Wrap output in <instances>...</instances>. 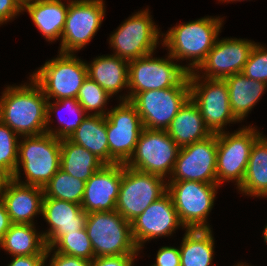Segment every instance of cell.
<instances>
[{
    "label": "cell",
    "instance_id": "cb8c5ba5",
    "mask_svg": "<svg viewBox=\"0 0 267 266\" xmlns=\"http://www.w3.org/2000/svg\"><path fill=\"white\" fill-rule=\"evenodd\" d=\"M129 62L116 55L99 56L87 65V76L110 96L128 88Z\"/></svg>",
    "mask_w": 267,
    "mask_h": 266
},
{
    "label": "cell",
    "instance_id": "ba28073f",
    "mask_svg": "<svg viewBox=\"0 0 267 266\" xmlns=\"http://www.w3.org/2000/svg\"><path fill=\"white\" fill-rule=\"evenodd\" d=\"M166 192L167 183L163 177L137 171L123 164L115 210L131 223Z\"/></svg>",
    "mask_w": 267,
    "mask_h": 266
},
{
    "label": "cell",
    "instance_id": "ee69618b",
    "mask_svg": "<svg viewBox=\"0 0 267 266\" xmlns=\"http://www.w3.org/2000/svg\"><path fill=\"white\" fill-rule=\"evenodd\" d=\"M263 237H264V241L267 243V225L264 228Z\"/></svg>",
    "mask_w": 267,
    "mask_h": 266
},
{
    "label": "cell",
    "instance_id": "f1b7e54d",
    "mask_svg": "<svg viewBox=\"0 0 267 266\" xmlns=\"http://www.w3.org/2000/svg\"><path fill=\"white\" fill-rule=\"evenodd\" d=\"M105 164L83 146L71 142L68 138L61 139L60 168L82 181H87Z\"/></svg>",
    "mask_w": 267,
    "mask_h": 266
},
{
    "label": "cell",
    "instance_id": "d590c367",
    "mask_svg": "<svg viewBox=\"0 0 267 266\" xmlns=\"http://www.w3.org/2000/svg\"><path fill=\"white\" fill-rule=\"evenodd\" d=\"M247 78L267 84V49L255 44L242 72Z\"/></svg>",
    "mask_w": 267,
    "mask_h": 266
},
{
    "label": "cell",
    "instance_id": "603a6c76",
    "mask_svg": "<svg viewBox=\"0 0 267 266\" xmlns=\"http://www.w3.org/2000/svg\"><path fill=\"white\" fill-rule=\"evenodd\" d=\"M61 0H30L23 4L36 27L47 41H55L61 37L68 12Z\"/></svg>",
    "mask_w": 267,
    "mask_h": 266
},
{
    "label": "cell",
    "instance_id": "9a60e30c",
    "mask_svg": "<svg viewBox=\"0 0 267 266\" xmlns=\"http://www.w3.org/2000/svg\"><path fill=\"white\" fill-rule=\"evenodd\" d=\"M103 0H71L61 35V53H74L94 37L103 22Z\"/></svg>",
    "mask_w": 267,
    "mask_h": 266
},
{
    "label": "cell",
    "instance_id": "52a82bcc",
    "mask_svg": "<svg viewBox=\"0 0 267 266\" xmlns=\"http://www.w3.org/2000/svg\"><path fill=\"white\" fill-rule=\"evenodd\" d=\"M218 184L198 181H168L178 218L186 229H210L207 217L214 205Z\"/></svg>",
    "mask_w": 267,
    "mask_h": 266
},
{
    "label": "cell",
    "instance_id": "e575fe53",
    "mask_svg": "<svg viewBox=\"0 0 267 266\" xmlns=\"http://www.w3.org/2000/svg\"><path fill=\"white\" fill-rule=\"evenodd\" d=\"M110 97L111 96L101 86L87 77L79 89L76 100L85 110V112L97 110L96 112L92 113V115L106 116L107 113L104 109V106Z\"/></svg>",
    "mask_w": 267,
    "mask_h": 266
},
{
    "label": "cell",
    "instance_id": "8d00e7d4",
    "mask_svg": "<svg viewBox=\"0 0 267 266\" xmlns=\"http://www.w3.org/2000/svg\"><path fill=\"white\" fill-rule=\"evenodd\" d=\"M155 262L151 266H181L180 250L175 247H161Z\"/></svg>",
    "mask_w": 267,
    "mask_h": 266
},
{
    "label": "cell",
    "instance_id": "f546056e",
    "mask_svg": "<svg viewBox=\"0 0 267 266\" xmlns=\"http://www.w3.org/2000/svg\"><path fill=\"white\" fill-rule=\"evenodd\" d=\"M180 250L181 266H210L214 238L210 229H186Z\"/></svg>",
    "mask_w": 267,
    "mask_h": 266
},
{
    "label": "cell",
    "instance_id": "9c48e42d",
    "mask_svg": "<svg viewBox=\"0 0 267 266\" xmlns=\"http://www.w3.org/2000/svg\"><path fill=\"white\" fill-rule=\"evenodd\" d=\"M153 53L129 61L128 89L131 90L122 101H130L137 93L176 86L187 74V67L166 59L153 58Z\"/></svg>",
    "mask_w": 267,
    "mask_h": 266
},
{
    "label": "cell",
    "instance_id": "7a4b0ae2",
    "mask_svg": "<svg viewBox=\"0 0 267 266\" xmlns=\"http://www.w3.org/2000/svg\"><path fill=\"white\" fill-rule=\"evenodd\" d=\"M220 17H204L179 24L164 34L163 45L174 59H190L187 72L195 71L213 48L222 27ZM195 68V69H194ZM194 69V70H193Z\"/></svg>",
    "mask_w": 267,
    "mask_h": 266
},
{
    "label": "cell",
    "instance_id": "30bf717a",
    "mask_svg": "<svg viewBox=\"0 0 267 266\" xmlns=\"http://www.w3.org/2000/svg\"><path fill=\"white\" fill-rule=\"evenodd\" d=\"M179 149L166 130L144 128L134 153L124 165L166 178L173 172Z\"/></svg>",
    "mask_w": 267,
    "mask_h": 266
},
{
    "label": "cell",
    "instance_id": "5bb4252c",
    "mask_svg": "<svg viewBox=\"0 0 267 266\" xmlns=\"http://www.w3.org/2000/svg\"><path fill=\"white\" fill-rule=\"evenodd\" d=\"M149 15L148 9L137 12L118 27L109 40L113 55L129 62L154 52L160 32Z\"/></svg>",
    "mask_w": 267,
    "mask_h": 266
},
{
    "label": "cell",
    "instance_id": "74e56055",
    "mask_svg": "<svg viewBox=\"0 0 267 266\" xmlns=\"http://www.w3.org/2000/svg\"><path fill=\"white\" fill-rule=\"evenodd\" d=\"M137 255L101 256L92 260L91 266H133Z\"/></svg>",
    "mask_w": 267,
    "mask_h": 266
},
{
    "label": "cell",
    "instance_id": "4fadbf2b",
    "mask_svg": "<svg viewBox=\"0 0 267 266\" xmlns=\"http://www.w3.org/2000/svg\"><path fill=\"white\" fill-rule=\"evenodd\" d=\"M105 119L109 165L125 164L134 153L139 136L144 129L141 117L130 101H122L107 112Z\"/></svg>",
    "mask_w": 267,
    "mask_h": 266
},
{
    "label": "cell",
    "instance_id": "d6a6232c",
    "mask_svg": "<svg viewBox=\"0 0 267 266\" xmlns=\"http://www.w3.org/2000/svg\"><path fill=\"white\" fill-rule=\"evenodd\" d=\"M55 248H58L57 250ZM55 252L88 260L95 258L91 241L83 228L78 232L65 234L53 247Z\"/></svg>",
    "mask_w": 267,
    "mask_h": 266
},
{
    "label": "cell",
    "instance_id": "7bdbcfd3",
    "mask_svg": "<svg viewBox=\"0 0 267 266\" xmlns=\"http://www.w3.org/2000/svg\"><path fill=\"white\" fill-rule=\"evenodd\" d=\"M10 178L3 173L2 171H0V197H2V193L4 190V187L6 185V182L9 180Z\"/></svg>",
    "mask_w": 267,
    "mask_h": 266
},
{
    "label": "cell",
    "instance_id": "1f68e13d",
    "mask_svg": "<svg viewBox=\"0 0 267 266\" xmlns=\"http://www.w3.org/2000/svg\"><path fill=\"white\" fill-rule=\"evenodd\" d=\"M62 106V107H61ZM65 107L66 110L71 112L73 115L74 113V119H70L68 121H65L61 118V116L58 113V121L61 123V127L56 129L55 131L52 130V128H49V123L51 120V113H56L59 111V108ZM60 110L62 111L63 109ZM55 109V110H54ZM54 110V111H53ZM65 110V109H64ZM85 114V115H84ZM71 115V116H72ZM88 116V114L85 112V110L82 108V106L79 104V102L75 98H64L60 100H56L55 103H51L50 101H47V124H46V133L52 134L58 139H67L71 136V134L80 126L82 121Z\"/></svg>",
    "mask_w": 267,
    "mask_h": 266
},
{
    "label": "cell",
    "instance_id": "7402d4cb",
    "mask_svg": "<svg viewBox=\"0 0 267 266\" xmlns=\"http://www.w3.org/2000/svg\"><path fill=\"white\" fill-rule=\"evenodd\" d=\"M171 139L181 148L209 137L197 104L189 98L166 129Z\"/></svg>",
    "mask_w": 267,
    "mask_h": 266
},
{
    "label": "cell",
    "instance_id": "484cf974",
    "mask_svg": "<svg viewBox=\"0 0 267 266\" xmlns=\"http://www.w3.org/2000/svg\"><path fill=\"white\" fill-rule=\"evenodd\" d=\"M68 139L89 150L105 165H109V146L105 116L88 114Z\"/></svg>",
    "mask_w": 267,
    "mask_h": 266
},
{
    "label": "cell",
    "instance_id": "f35d334b",
    "mask_svg": "<svg viewBox=\"0 0 267 266\" xmlns=\"http://www.w3.org/2000/svg\"><path fill=\"white\" fill-rule=\"evenodd\" d=\"M92 261L80 257L69 256L55 252L52 254L48 266H91Z\"/></svg>",
    "mask_w": 267,
    "mask_h": 266
},
{
    "label": "cell",
    "instance_id": "4316f807",
    "mask_svg": "<svg viewBox=\"0 0 267 266\" xmlns=\"http://www.w3.org/2000/svg\"><path fill=\"white\" fill-rule=\"evenodd\" d=\"M33 224L12 223L0 247L9 252L11 256L46 255V241L42 233L36 232Z\"/></svg>",
    "mask_w": 267,
    "mask_h": 266
},
{
    "label": "cell",
    "instance_id": "8fae6325",
    "mask_svg": "<svg viewBox=\"0 0 267 266\" xmlns=\"http://www.w3.org/2000/svg\"><path fill=\"white\" fill-rule=\"evenodd\" d=\"M229 134L217 133V184L234 180L238 188L246 174L251 148L262 133L246 126Z\"/></svg>",
    "mask_w": 267,
    "mask_h": 266
},
{
    "label": "cell",
    "instance_id": "b9f144b4",
    "mask_svg": "<svg viewBox=\"0 0 267 266\" xmlns=\"http://www.w3.org/2000/svg\"><path fill=\"white\" fill-rule=\"evenodd\" d=\"M11 224L4 201L2 197H0V241L4 238V235L9 230Z\"/></svg>",
    "mask_w": 267,
    "mask_h": 266
},
{
    "label": "cell",
    "instance_id": "3957f363",
    "mask_svg": "<svg viewBox=\"0 0 267 266\" xmlns=\"http://www.w3.org/2000/svg\"><path fill=\"white\" fill-rule=\"evenodd\" d=\"M18 143L17 168L12 179L24 185L44 188L61 166V139L52 134L43 133L24 136ZM22 165L26 182L20 181Z\"/></svg>",
    "mask_w": 267,
    "mask_h": 266
},
{
    "label": "cell",
    "instance_id": "ffe728a7",
    "mask_svg": "<svg viewBox=\"0 0 267 266\" xmlns=\"http://www.w3.org/2000/svg\"><path fill=\"white\" fill-rule=\"evenodd\" d=\"M41 215L50 225V229L42 234L47 248H52L65 234L85 228L88 216L81 204L45 196Z\"/></svg>",
    "mask_w": 267,
    "mask_h": 266
},
{
    "label": "cell",
    "instance_id": "836d02e7",
    "mask_svg": "<svg viewBox=\"0 0 267 266\" xmlns=\"http://www.w3.org/2000/svg\"><path fill=\"white\" fill-rule=\"evenodd\" d=\"M12 129L0 121V171L12 178L18 161V137Z\"/></svg>",
    "mask_w": 267,
    "mask_h": 266
},
{
    "label": "cell",
    "instance_id": "7dc6e473",
    "mask_svg": "<svg viewBox=\"0 0 267 266\" xmlns=\"http://www.w3.org/2000/svg\"><path fill=\"white\" fill-rule=\"evenodd\" d=\"M220 1H224V2L225 1H227V2H230L231 1L232 2V1H236V0H220ZM237 1H241V0H237Z\"/></svg>",
    "mask_w": 267,
    "mask_h": 266
},
{
    "label": "cell",
    "instance_id": "ac0fdd59",
    "mask_svg": "<svg viewBox=\"0 0 267 266\" xmlns=\"http://www.w3.org/2000/svg\"><path fill=\"white\" fill-rule=\"evenodd\" d=\"M255 44L253 41L237 38L216 40L205 60L197 68L200 71L205 70L201 79L205 77L223 80L241 73Z\"/></svg>",
    "mask_w": 267,
    "mask_h": 266
},
{
    "label": "cell",
    "instance_id": "60d3db41",
    "mask_svg": "<svg viewBox=\"0 0 267 266\" xmlns=\"http://www.w3.org/2000/svg\"><path fill=\"white\" fill-rule=\"evenodd\" d=\"M52 252V248L46 249V255L14 256L8 266H45V261Z\"/></svg>",
    "mask_w": 267,
    "mask_h": 266
},
{
    "label": "cell",
    "instance_id": "d4e9b609",
    "mask_svg": "<svg viewBox=\"0 0 267 266\" xmlns=\"http://www.w3.org/2000/svg\"><path fill=\"white\" fill-rule=\"evenodd\" d=\"M223 80L228 87L231 111L241 121L260 100L267 84L247 78L243 73H236Z\"/></svg>",
    "mask_w": 267,
    "mask_h": 266
},
{
    "label": "cell",
    "instance_id": "7c38bea8",
    "mask_svg": "<svg viewBox=\"0 0 267 266\" xmlns=\"http://www.w3.org/2000/svg\"><path fill=\"white\" fill-rule=\"evenodd\" d=\"M197 73H188L190 98L197 104L204 124L210 132H223L224 126L228 123L239 122L231 111L226 82L204 78V83Z\"/></svg>",
    "mask_w": 267,
    "mask_h": 266
},
{
    "label": "cell",
    "instance_id": "f6af8a7d",
    "mask_svg": "<svg viewBox=\"0 0 267 266\" xmlns=\"http://www.w3.org/2000/svg\"><path fill=\"white\" fill-rule=\"evenodd\" d=\"M20 1L22 4L26 3V2H29L30 0H18Z\"/></svg>",
    "mask_w": 267,
    "mask_h": 266
},
{
    "label": "cell",
    "instance_id": "8992f818",
    "mask_svg": "<svg viewBox=\"0 0 267 266\" xmlns=\"http://www.w3.org/2000/svg\"><path fill=\"white\" fill-rule=\"evenodd\" d=\"M49 101L75 98L87 76V65L73 53H59V57L45 62L30 76Z\"/></svg>",
    "mask_w": 267,
    "mask_h": 266
},
{
    "label": "cell",
    "instance_id": "ab89813d",
    "mask_svg": "<svg viewBox=\"0 0 267 266\" xmlns=\"http://www.w3.org/2000/svg\"><path fill=\"white\" fill-rule=\"evenodd\" d=\"M23 11V4L18 0H0V24L12 20Z\"/></svg>",
    "mask_w": 267,
    "mask_h": 266
},
{
    "label": "cell",
    "instance_id": "4dcf8cb0",
    "mask_svg": "<svg viewBox=\"0 0 267 266\" xmlns=\"http://www.w3.org/2000/svg\"><path fill=\"white\" fill-rule=\"evenodd\" d=\"M85 183L60 168L43 188L44 196L81 204Z\"/></svg>",
    "mask_w": 267,
    "mask_h": 266
},
{
    "label": "cell",
    "instance_id": "5b68a950",
    "mask_svg": "<svg viewBox=\"0 0 267 266\" xmlns=\"http://www.w3.org/2000/svg\"><path fill=\"white\" fill-rule=\"evenodd\" d=\"M189 98L187 74L174 87L139 92L130 102L136 107L144 128L166 130Z\"/></svg>",
    "mask_w": 267,
    "mask_h": 266
},
{
    "label": "cell",
    "instance_id": "e0dca14e",
    "mask_svg": "<svg viewBox=\"0 0 267 266\" xmlns=\"http://www.w3.org/2000/svg\"><path fill=\"white\" fill-rule=\"evenodd\" d=\"M180 226L183 227L168 192L131 222L132 236L139 250L146 241L171 235Z\"/></svg>",
    "mask_w": 267,
    "mask_h": 266
},
{
    "label": "cell",
    "instance_id": "277c9868",
    "mask_svg": "<svg viewBox=\"0 0 267 266\" xmlns=\"http://www.w3.org/2000/svg\"><path fill=\"white\" fill-rule=\"evenodd\" d=\"M95 258L101 256L138 255L131 223L116 210L88 213L86 226Z\"/></svg>",
    "mask_w": 267,
    "mask_h": 266
},
{
    "label": "cell",
    "instance_id": "bcb514c9",
    "mask_svg": "<svg viewBox=\"0 0 267 266\" xmlns=\"http://www.w3.org/2000/svg\"><path fill=\"white\" fill-rule=\"evenodd\" d=\"M235 266H249V265H244L243 263H239V264H237V265H235Z\"/></svg>",
    "mask_w": 267,
    "mask_h": 266
},
{
    "label": "cell",
    "instance_id": "2e32d148",
    "mask_svg": "<svg viewBox=\"0 0 267 266\" xmlns=\"http://www.w3.org/2000/svg\"><path fill=\"white\" fill-rule=\"evenodd\" d=\"M217 134L181 147L168 181H198L217 184Z\"/></svg>",
    "mask_w": 267,
    "mask_h": 266
},
{
    "label": "cell",
    "instance_id": "6da1fadb",
    "mask_svg": "<svg viewBox=\"0 0 267 266\" xmlns=\"http://www.w3.org/2000/svg\"><path fill=\"white\" fill-rule=\"evenodd\" d=\"M29 79V85L6 87L0 98V121L23 137L46 133L47 124L48 100L40 86Z\"/></svg>",
    "mask_w": 267,
    "mask_h": 266
},
{
    "label": "cell",
    "instance_id": "83f0119b",
    "mask_svg": "<svg viewBox=\"0 0 267 266\" xmlns=\"http://www.w3.org/2000/svg\"><path fill=\"white\" fill-rule=\"evenodd\" d=\"M238 189L249 196L267 197V138L261 135L253 144L243 182Z\"/></svg>",
    "mask_w": 267,
    "mask_h": 266
},
{
    "label": "cell",
    "instance_id": "44dd1931",
    "mask_svg": "<svg viewBox=\"0 0 267 266\" xmlns=\"http://www.w3.org/2000/svg\"><path fill=\"white\" fill-rule=\"evenodd\" d=\"M43 197L42 187L24 185L10 178L4 187L2 199L11 223L33 225V217L42 214Z\"/></svg>",
    "mask_w": 267,
    "mask_h": 266
},
{
    "label": "cell",
    "instance_id": "d6986e66",
    "mask_svg": "<svg viewBox=\"0 0 267 266\" xmlns=\"http://www.w3.org/2000/svg\"><path fill=\"white\" fill-rule=\"evenodd\" d=\"M122 173V163L104 165L86 181L81 207L87 214L115 210Z\"/></svg>",
    "mask_w": 267,
    "mask_h": 266
}]
</instances>
